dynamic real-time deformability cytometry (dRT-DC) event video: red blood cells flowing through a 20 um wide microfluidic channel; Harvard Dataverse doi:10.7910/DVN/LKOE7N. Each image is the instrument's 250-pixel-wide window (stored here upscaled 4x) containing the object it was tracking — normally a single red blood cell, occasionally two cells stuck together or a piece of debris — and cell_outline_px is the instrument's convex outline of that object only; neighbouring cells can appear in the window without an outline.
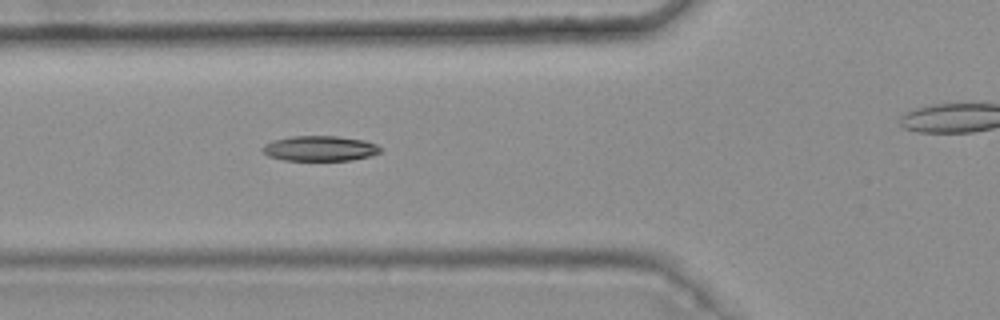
{"species": "common noctule bat (a hibernating species)", "species_latin": "Nyctalus noctula", "temperature_condition": "warm", "stored_images_in_passage": 7, "camera_frame_rate_fps": 3000, "um_per_image_px": 0.085, "animal": {"sex": "female", "body_mass_g": 25.1}, "frame": {"image": 1, "passage_image": 6, "time_ms": 1.667, "image_size_px": [1000, 320], "cell_outline_px": [[384, 148], [380, 152], [372, 156], [352, 160], [284, 160], [268, 156], [260, 148], [264, 144], [272, 140], [292, 136], [336, 136], [364, 140], [376, 144]], "centroid_in_image_um": [27.21, 12.61], "position_along_channel_um": 98.6, "area_um2": 17.46}}